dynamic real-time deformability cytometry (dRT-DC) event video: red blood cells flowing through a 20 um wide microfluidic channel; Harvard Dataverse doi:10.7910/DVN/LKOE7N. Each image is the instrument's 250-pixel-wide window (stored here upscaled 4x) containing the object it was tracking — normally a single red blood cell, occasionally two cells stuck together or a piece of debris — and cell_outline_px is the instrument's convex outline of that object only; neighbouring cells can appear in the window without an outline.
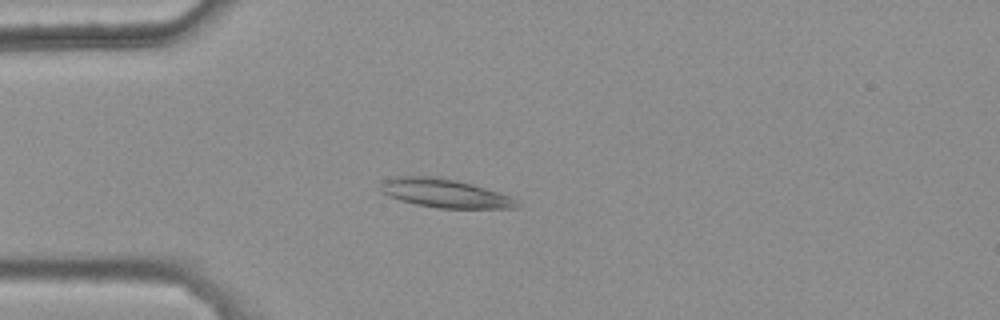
{"species": "common noctule bat (a hibernating species)", "species_latin": "Nyctalus noctula", "temperature_condition": "warm", "stored_images_in_passage": 32, "camera_frame_rate_fps": 3000, "um_per_image_px": 0.085, "animal": {"sex": "female", "body_mass_g": 25.1}, "frame": {"image": 1, "passage_image": 1, "time_ms": 0.0, "image_size_px": [1000, 320], "cell_outline_px": [[520, 208], [436, 208], [416, 204], [400, 200], [388, 196], [380, 192], [384, 180], [392, 176], [432, 176], [456, 180], [472, 184], [512, 196], [520, 204]], "centroid_in_image_um": [37.82, 16.43], "position_along_channel_um": 47.2, "area_um2": 22.83}}
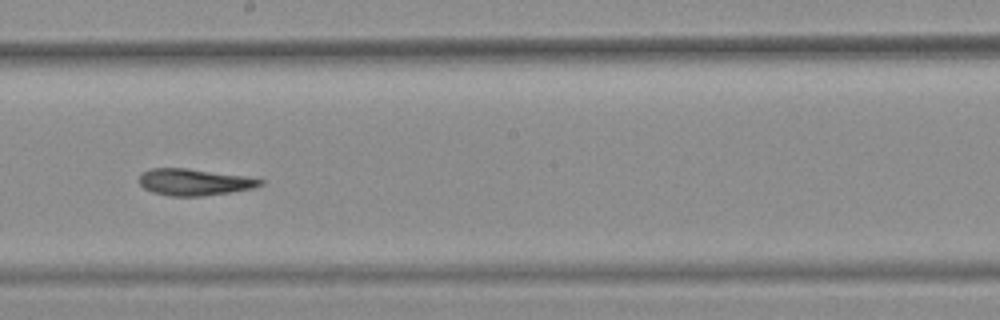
{"frame": {"image": 2, "passage_image": 17, "time_ms": 5.333, "image_size_px": [1000, 320], "cell_outline_px": [[264, 184], [252, 188], [228, 192], [200, 196], [172, 196], [152, 192], [144, 188], [136, 180], [140, 172], [152, 168], [188, 168], [244, 176], [264, 180]], "centroid_in_image_um": [16.43, 15.46], "position_along_channel_um": 231.8, "area_um2": 18.79}}
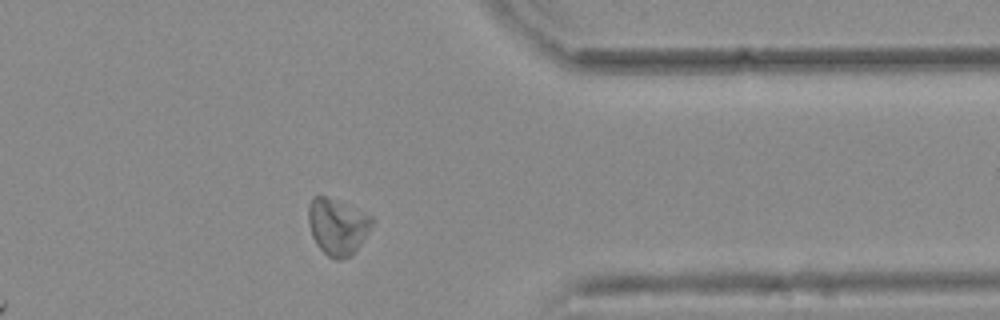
{"frame": {"image": 3, "passage_image": 30, "time_ms": 9.667, "image_size_px": [1000, 320], "cell_outline_px": [[376, 220], [364, 240], [348, 256], [340, 260], [336, 260], [328, 256], [316, 244], [312, 236], [308, 224], [308, 204], [312, 196], [324, 196], [372, 216]], "centroid_in_image_um": [28.67, 19.26], "position_along_channel_um": 382.7, "area_um2": 20.69}, "authors_computed_cell_mechanics": {"area_um2": 19.2185, "velocity_mm_per_s": 3.7491, "shape_relaxation_time_tau1_ms": null, "shape_relaxation_time_tau2_ms": 6.036, "deformation_change_tau1": null, "deformation_change_tau2": 0.1398}}